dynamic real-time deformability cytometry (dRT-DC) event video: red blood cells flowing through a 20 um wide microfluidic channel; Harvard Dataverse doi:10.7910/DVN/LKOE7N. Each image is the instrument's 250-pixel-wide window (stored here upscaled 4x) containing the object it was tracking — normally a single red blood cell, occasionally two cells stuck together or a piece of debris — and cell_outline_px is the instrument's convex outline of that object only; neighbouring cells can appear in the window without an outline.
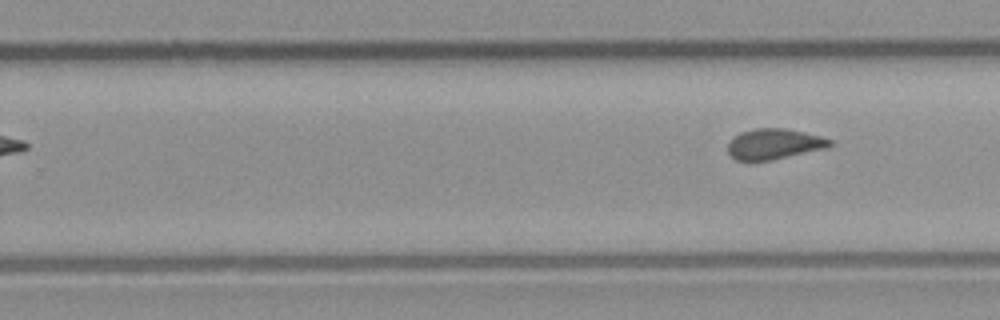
{"species": "common noctule bat (a hibernating species)", "species_latin": "Nyctalus noctula", "temperature_condition": "room temperature", "stored_images_in_passage": 11, "segment_of_instrument_passage": [2, 2], "camera_frame_rate_fps": 3000, "um_per_image_px": 0.085, "animal": {"sex": "male", "body_mass_g": 23.1, "forearm_length_mm": 52.7}, "frame": {"image": 1, "passage_image": 11, "time_ms": 12.333, "image_size_px": [1000, 320], "cell_outline_px": [[832, 144], [828, 148], [772, 160], [736, 160], [728, 152], [728, 144], [740, 132], [756, 128], [784, 128], [804, 132], [820, 136], [832, 140]], "centroid_in_image_um": [65.83, 12.24], "position_along_channel_um": 264.0, "area_um2": 18.03}}